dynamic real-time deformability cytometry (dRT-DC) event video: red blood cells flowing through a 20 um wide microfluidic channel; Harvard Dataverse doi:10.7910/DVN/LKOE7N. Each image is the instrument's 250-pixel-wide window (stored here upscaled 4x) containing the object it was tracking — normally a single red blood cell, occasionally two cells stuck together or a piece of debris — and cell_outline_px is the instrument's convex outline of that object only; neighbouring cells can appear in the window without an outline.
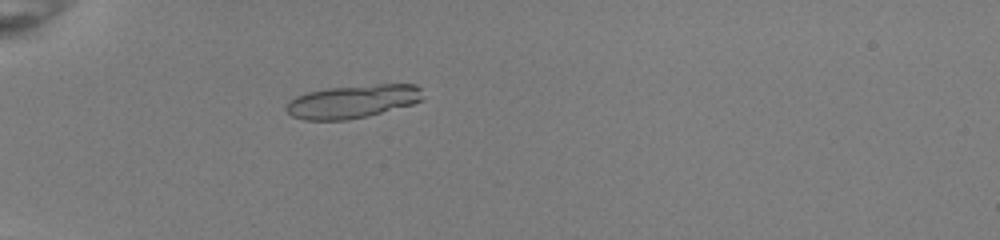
{"species": "common noctule bat (a hibernating species)", "species_latin": "Nyctalus noctula", "temperature_condition": "room temperature", "stored_images_in_passage": 36, "camera_frame_rate_fps": 3000, "um_per_image_px": 0.085, "animal": {"sex": "female", "body_mass_g": 22.0, "forearm_length_mm": 56.7}, "frame": {"image": 1, "passage_image": 1, "time_ms": 0.0, "image_size_px": [1000, 240], "cell_outline_px": [[424, 100], [412, 104], [368, 116], [348, 120], [304, 120], [292, 116], [284, 108], [288, 100], [304, 92], [328, 88], [376, 84], [416, 84], [420, 88]], "centroid_in_image_um": [29.95, 8.62], "position_along_channel_um": 55.1, "area_um2": 26.7}}